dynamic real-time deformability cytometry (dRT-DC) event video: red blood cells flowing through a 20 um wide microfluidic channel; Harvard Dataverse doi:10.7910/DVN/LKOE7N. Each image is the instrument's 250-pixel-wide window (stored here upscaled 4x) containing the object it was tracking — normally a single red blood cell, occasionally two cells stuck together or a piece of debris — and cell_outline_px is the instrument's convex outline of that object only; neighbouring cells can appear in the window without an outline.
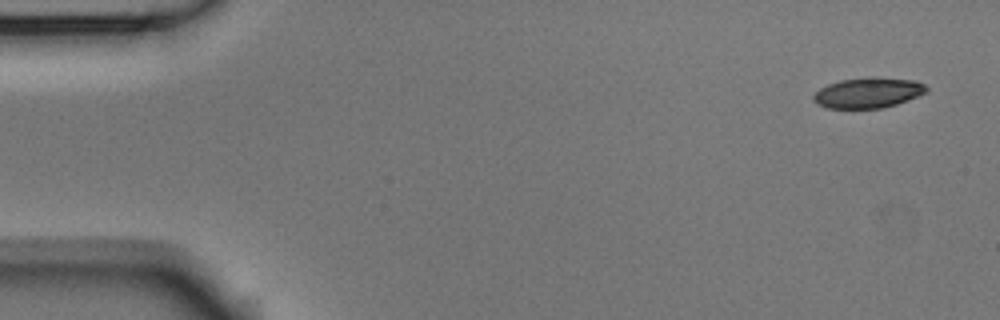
{"species": "Egyptian fruit bat (a non-hibernating species)", "species_latin": "Rousettus aegyptiacus", "temperature_condition": "room temperature", "stored_images_in_passage": 7, "camera_frame_rate_fps": 3000, "um_per_image_px": 0.085, "animal": {"sex": "male"}, "frame": {"image": 1, "passage_image": 1, "time_ms": 0.0, "image_size_px": [1000, 320], "cell_outline_px": [[928, 88], [924, 92], [908, 100], [896, 104], [880, 108], [824, 108], [816, 104], [812, 100], [812, 96], [820, 88], [828, 84], [840, 80], [876, 76], [916, 80], [924, 84]], "centroid_in_image_um": [73.75, 7.87], "position_along_channel_um": 11.3, "area_um2": 20.11}}
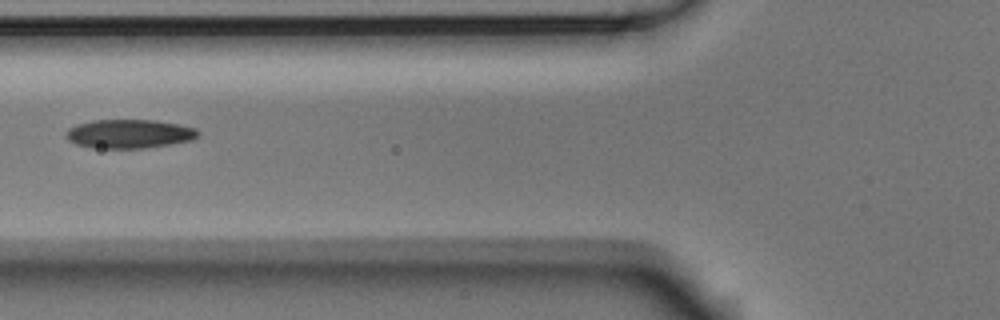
{"frame": {"image": 2, "passage_image": 6, "time_ms": 1.667, "image_size_px": [1000, 320], "cell_outline_px": [[200, 132], [192, 140], [144, 148], [92, 148], [76, 144], [68, 140], [68, 128], [76, 124], [92, 120], [156, 120], [180, 124], [196, 128]], "centroid_in_image_um": [10.99, 11.36], "position_along_channel_um": 114.8, "area_um2": 22.14}}
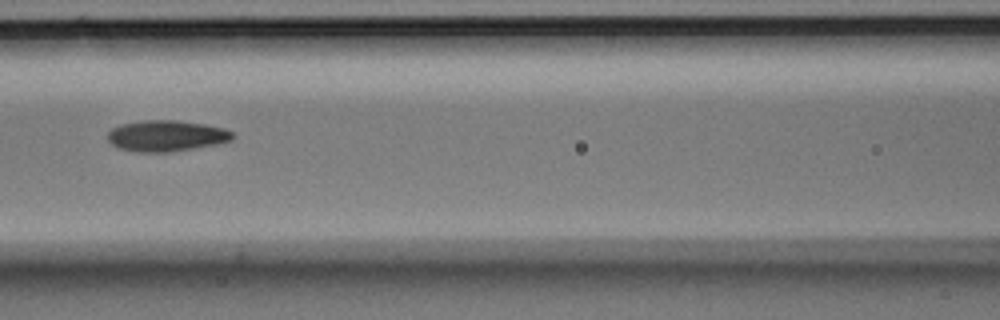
{"frame": {"image": 3, "passage_image": 7, "time_ms": 2.0, "image_size_px": [1000, 320], "cell_outline_px": [[236, 136], [232, 140], [216, 144], [168, 152], [136, 152], [120, 148], [112, 144], [108, 140], [108, 132], [112, 128], [124, 124], [144, 120], [176, 120], [204, 124], [224, 128], [232, 132]], "centroid_in_image_um": [14.16, 11.54], "position_along_channel_um": 152.4, "area_um2": 22.43}}